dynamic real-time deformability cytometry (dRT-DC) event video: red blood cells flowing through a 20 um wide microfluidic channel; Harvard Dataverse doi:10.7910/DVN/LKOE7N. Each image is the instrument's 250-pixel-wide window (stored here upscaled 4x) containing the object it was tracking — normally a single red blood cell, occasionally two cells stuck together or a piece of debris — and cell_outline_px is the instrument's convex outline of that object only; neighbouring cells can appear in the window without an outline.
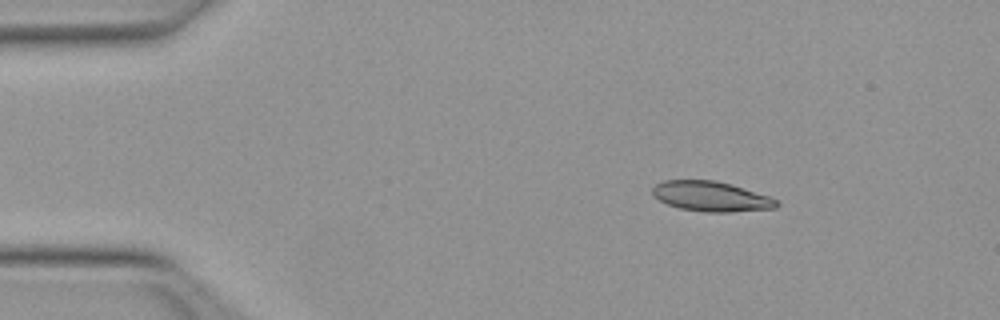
{"species": "Egyptian fruit bat (a non-hibernating species)", "species_latin": "Rousettus aegyptiacus", "temperature_condition": "warm", "stored_images_in_passage": 50, "camera_frame_rate_fps": 3000, "um_per_image_px": 0.085, "animal": {"sex": "female"}, "frame": {"image": 1, "passage_image": 7, "time_ms": 2.0, "image_size_px": [1000, 320], "cell_outline_px": [[780, 204], [776, 208], [728, 212], [704, 212], [680, 208], [668, 204], [652, 196], [652, 188], [656, 184], [664, 180], [716, 180], [732, 184], [768, 196], [776, 200]], "centroid_in_image_um": [60.42, 16.69], "position_along_channel_um": 24.6, "area_um2": 21.68}}
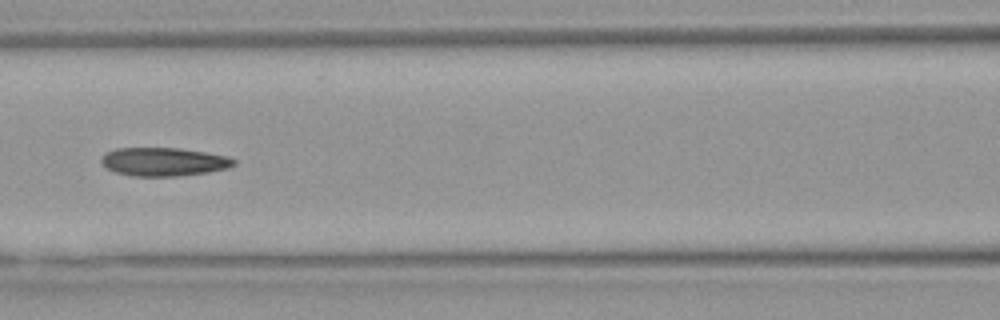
{"frame": {"image": 2, "passage_image": 22, "time_ms": 7.0, "image_size_px": [1000, 320], "cell_outline_px": [[236, 164], [228, 168], [208, 172], [176, 176], [132, 176], [116, 172], [108, 168], [100, 160], [104, 152], [116, 148], [180, 148], [228, 156], [236, 160]], "centroid_in_image_um": [13.92, 13.74], "position_along_channel_um": 152.7, "area_um2": 21.96}}
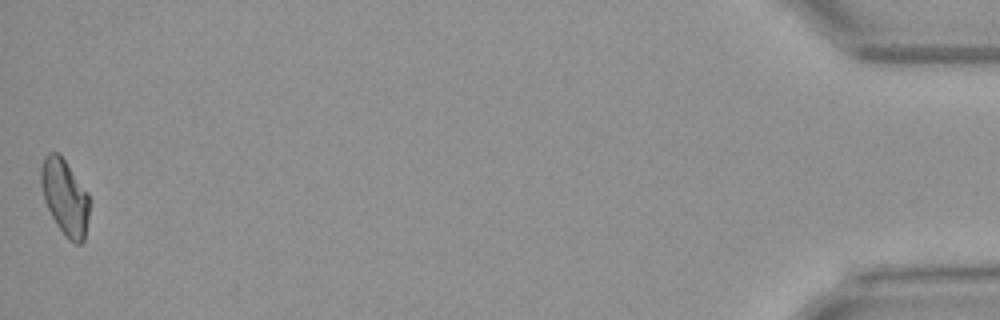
{"frame": {"image": 3, "passage_image": 50, "time_ms": 16.333, "image_size_px": [1000, 320], "cell_outline_px": [[88, 216], [84, 240], [80, 244], [76, 244], [68, 240], [56, 224], [44, 200], [40, 180], [40, 172], [44, 156], [48, 152], [56, 152], [64, 160], [88, 192]], "centroid_in_image_um": [5.5, 16.77], "position_along_channel_um": 429.7, "area_um2": 21.1}, "authors_computed_cell_mechanics": {"area_um2": 21.7328, "velocity_mm_per_s": 4.0189, "shape_relaxation_time_tau1_ms": null, "shape_relaxation_time_tau2_ms": 5.8604, "deformation_change_tau1": null, "deformation_change_tau2": 0.1586}}